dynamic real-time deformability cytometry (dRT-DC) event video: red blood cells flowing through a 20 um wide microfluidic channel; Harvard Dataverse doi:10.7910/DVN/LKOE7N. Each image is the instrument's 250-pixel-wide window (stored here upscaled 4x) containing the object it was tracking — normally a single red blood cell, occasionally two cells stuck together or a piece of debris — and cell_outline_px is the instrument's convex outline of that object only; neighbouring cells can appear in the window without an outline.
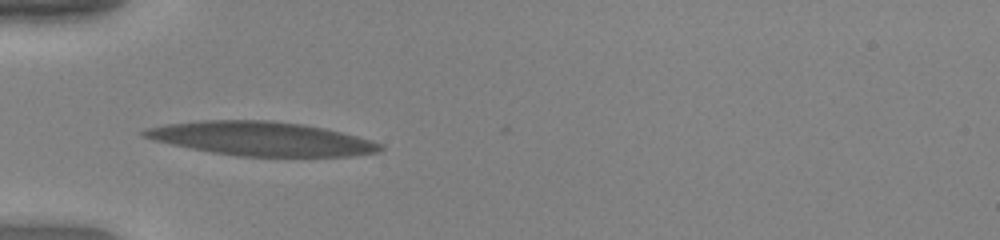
{"species": "human", "species_latin": "Homo sapiens", "temperature_condition": "warm", "stored_images_in_passage": 35, "camera_frame_rate_fps": 3000, "um_per_image_px": 0.085, "donor": {"sex": "female"}, "frame": {"image": 1, "passage_image": 1, "time_ms": 0.0, "image_size_px": [1000, 240], "cell_outline_px": [[384, 148], [380, 152], [348, 156], [240, 156], [212, 152], [152, 140], [140, 136], [140, 132], [144, 128], [168, 124], [204, 120], [272, 120], [300, 124], [324, 128], [372, 140], [384, 144]], "centroid_in_image_um": [22.21, 11.78], "position_along_channel_um": 62.8, "area_um2": 46.47}}
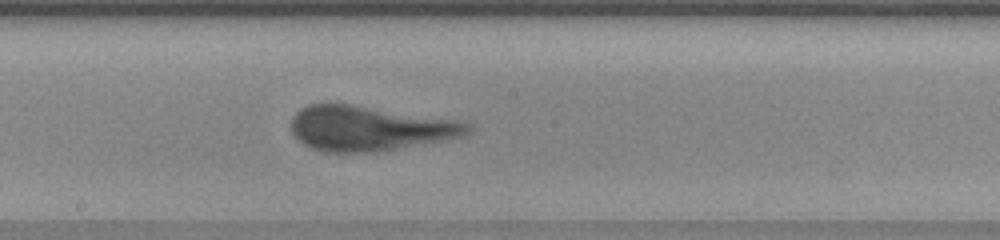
{"frame": {"image": 2, "passage_image": 13, "time_ms": 4.0, "image_size_px": [1000, 240], "cell_outline_px": [[472, 132], [460, 136], [380, 152], [336, 152], [312, 148], [304, 144], [292, 132], [292, 116], [300, 108], [308, 104], [352, 104], [456, 120], [468, 124], [472, 128]], "centroid_in_image_um": [31.37, 10.9], "position_along_channel_um": 216.8, "area_um2": 45.55}}
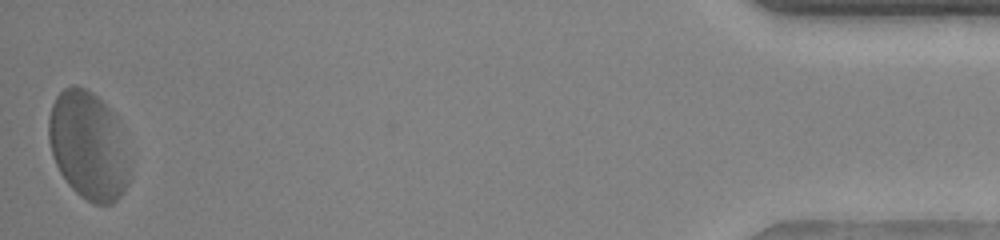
{"frame": {"image": 3, "passage_image": 35, "time_ms": 11.333, "image_size_px": [1000, 240], "cell_outline_px": [[132, 164], [128, 180], [124, 192], [112, 204], [96, 204], [80, 196], [68, 184], [60, 172], [52, 156], [48, 140], [48, 116], [52, 104], [56, 96], [64, 88], [72, 84], [76, 84], [92, 92], [120, 120]], "centroid_in_image_um": [7.54, 12.37], "position_along_channel_um": 427.7, "area_um2": 52.02}, "authors_computed_cell_mechanics": {"area_um2": 45.4308, "velocity_mm_per_s": 3.9878, "shape_relaxation_time_tau1_ms": 3.7975, "shape_relaxation_time_tau2_ms": 0.9552, "deformation_change_tau1": 0.2158, "deformation_change_tau2": 0.0998}}